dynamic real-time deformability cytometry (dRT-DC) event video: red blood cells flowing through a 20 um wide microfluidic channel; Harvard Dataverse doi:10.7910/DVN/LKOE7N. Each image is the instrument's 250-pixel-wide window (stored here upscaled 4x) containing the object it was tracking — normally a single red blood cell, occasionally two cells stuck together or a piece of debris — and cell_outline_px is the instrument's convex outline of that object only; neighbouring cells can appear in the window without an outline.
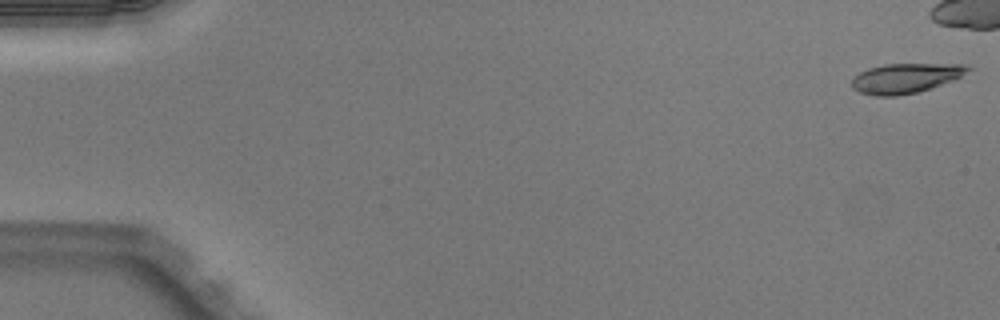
{"species": "Egyptian fruit bat (a non-hibernating species)", "species_latin": "Rousettus aegyptiacus", "temperature_condition": "warm", "stored_images_in_passage": 41, "camera_frame_rate_fps": 3000, "um_per_image_px": 0.085, "animal": {"sex": "male"}, "frame": {"image": 1, "passage_image": 1, "time_ms": 0.0, "image_size_px": [1000, 320], "cell_outline_px": [[972, 68], [960, 76], [952, 80], [932, 88], [916, 92], [896, 96], [876, 96], [860, 92], [852, 88], [852, 80], [860, 72], [868, 68], [884, 64], [960, 64]], "centroid_in_image_um": [76.94, 6.65], "position_along_channel_um": 8.1, "area_um2": 19.88}}